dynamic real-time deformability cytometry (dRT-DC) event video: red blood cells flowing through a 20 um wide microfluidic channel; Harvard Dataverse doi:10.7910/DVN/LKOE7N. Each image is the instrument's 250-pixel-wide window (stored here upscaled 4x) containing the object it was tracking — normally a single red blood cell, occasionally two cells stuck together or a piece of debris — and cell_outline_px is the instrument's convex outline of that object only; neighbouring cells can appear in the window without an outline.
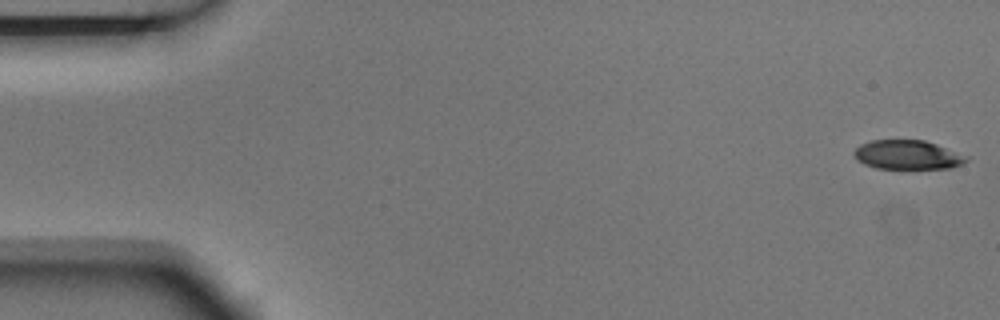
{"species": "Egyptian fruit bat (a non-hibernating species)", "species_latin": "Rousettus aegyptiacus", "temperature_condition": "room temperature", "stored_images_in_passage": 4, "camera_frame_rate_fps": 3000, "um_per_image_px": 0.085, "animal": {"sex": "male"}, "frame": {"image": 1, "passage_image": 1, "time_ms": 0.0, "image_size_px": [1000, 320], "cell_outline_px": [[968, 160], [964, 164], [952, 168], [876, 168], [864, 164], [856, 160], [852, 156], [852, 152], [860, 144], [872, 140], [924, 140], [936, 144], [968, 156]], "centroid_in_image_um": [77.12, 13.16], "position_along_channel_um": 7.9, "area_um2": 19.19}}
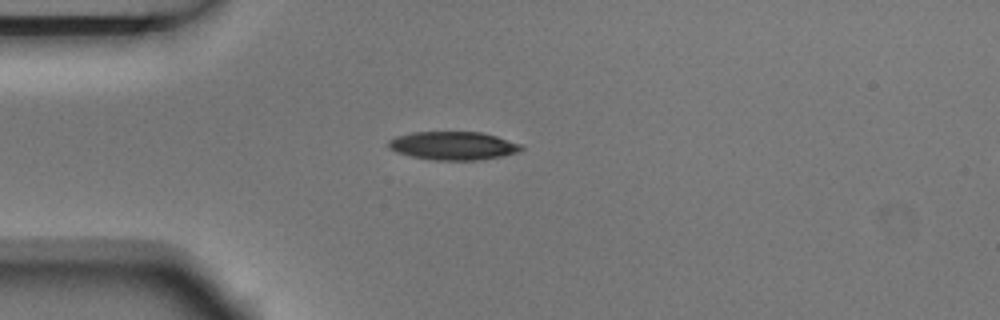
{"frame": {"image": 2, "passage_image": 4, "time_ms": 1.0, "image_size_px": [1000, 320], "cell_outline_px": [[524, 148], [516, 152], [500, 156], [476, 160], [432, 160], [412, 156], [396, 152], [388, 148], [388, 140], [396, 136], [412, 132], [480, 132], [496, 136], [524, 144]], "centroid_in_image_um": [38.5, 12.38], "position_along_channel_um": 46.5, "area_um2": 21.91}}